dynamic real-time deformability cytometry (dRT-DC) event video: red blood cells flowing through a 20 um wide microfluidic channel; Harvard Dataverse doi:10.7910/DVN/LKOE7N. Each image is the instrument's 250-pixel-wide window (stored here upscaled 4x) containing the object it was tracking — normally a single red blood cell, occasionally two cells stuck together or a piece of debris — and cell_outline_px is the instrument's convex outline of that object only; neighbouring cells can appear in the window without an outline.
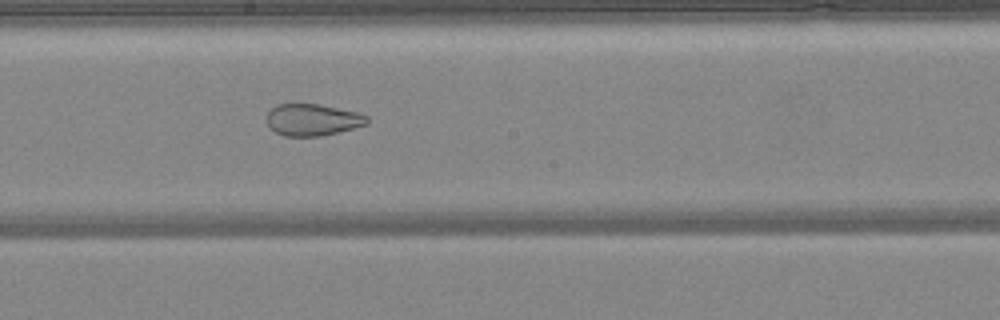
{"species": "common noctule bat (a hibernating species)", "species_latin": "Nyctalus noctula", "temperature_condition": "warm", "stored_images_in_passage": 47, "camera_frame_rate_fps": 3000, "um_per_image_px": 0.085, "animal": {"sex": "female", "body_mass_g": 24.6, "forearm_length_mm": 56.2}, "frame": {"image": 1, "passage_image": 26, "time_ms": 8.333, "image_size_px": [1000, 320], "cell_outline_px": [[368, 124], [320, 136], [284, 136], [268, 128], [268, 112], [276, 104], [320, 104], [356, 112], [368, 116]], "centroid_in_image_um": [26.55, 10.18], "position_along_channel_um": 221.7, "area_um2": 18.44}}
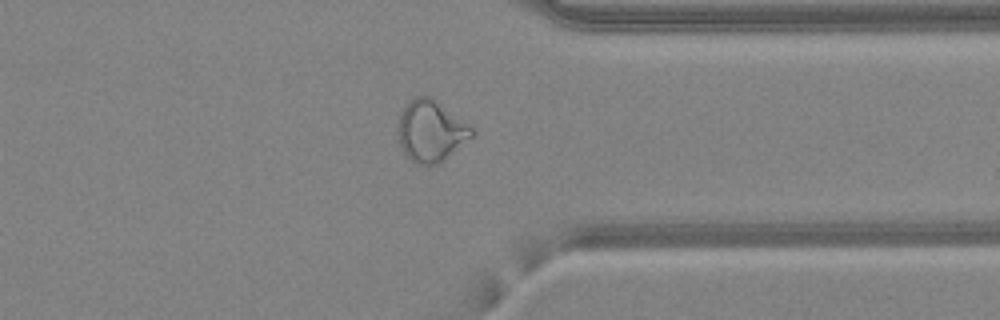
{"frame": {"image": 2, "passage_image": 37, "time_ms": 12.0, "image_size_px": [1000, 320], "cell_outline_px": [[476, 132], [472, 136], [436, 164], [416, 164], [400, 148], [400, 112], [416, 96], [432, 96], [468, 124]], "centroid_in_image_um": [36.63, 11.11], "position_along_channel_um": 374.8, "area_um2": 25.49}}
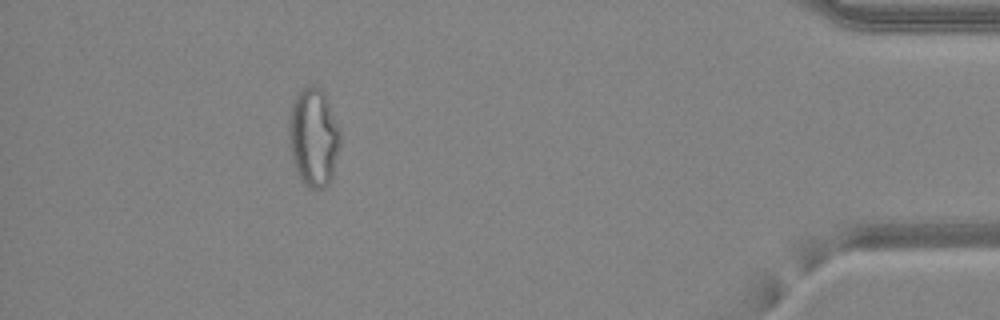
{"frame": {"image": 3, "passage_image": 43, "time_ms": 14.0, "image_size_px": [1000, 320], "cell_outline_px": [[340, 144], [332, 176], [328, 184], [320, 188], [312, 188], [304, 184], [300, 180], [292, 160], [288, 136], [288, 120], [292, 100], [304, 88], [312, 84], [320, 88], [324, 92], [328, 100], [340, 132]], "centroid_in_image_um": [26.63, 11.65], "position_along_channel_um": 408.6, "area_um2": 29.48}, "authors_computed_cell_mechanics": {"area_um2": 27.6284, "velocity_mm_per_s": 4.2856, "shape_relaxation_time_tau1_ms": null, "shape_relaxation_time_tau2_ms": 1.2508, "deformation_change_tau1": null, "deformation_change_tau2": 0.0805}}